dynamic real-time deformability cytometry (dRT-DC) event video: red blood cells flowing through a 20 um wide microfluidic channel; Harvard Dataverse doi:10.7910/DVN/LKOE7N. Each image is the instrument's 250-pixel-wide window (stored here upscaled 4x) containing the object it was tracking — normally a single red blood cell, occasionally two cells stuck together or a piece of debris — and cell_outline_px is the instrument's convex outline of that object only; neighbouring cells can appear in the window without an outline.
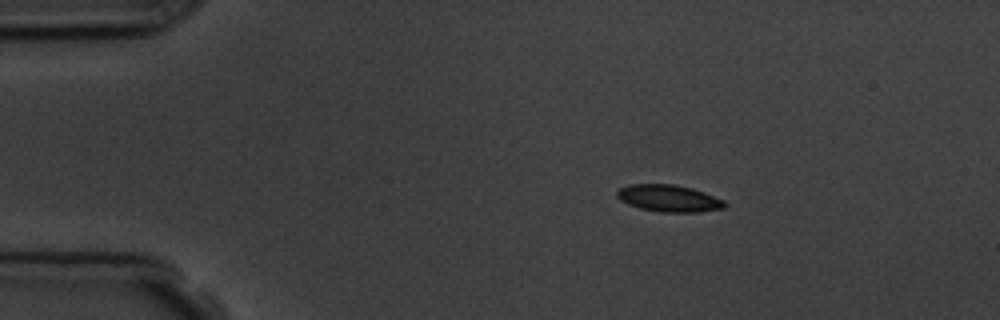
{"species": "common noctule bat (a hibernating species)", "species_latin": "Nyctalus noctula", "temperature_condition": "room temperature", "stored_images_in_passage": 4, "camera_frame_rate_fps": 3000, "um_per_image_px": 0.085, "animal": {"sex": "male", "body_mass_g": 19.5, "forearm_length_mm": 54.6}, "frame": {"image": 1, "passage_image": 2, "time_ms": 1.333, "image_size_px": [1000, 320], "cell_outline_px": [[728, 204], [724, 208], [700, 212], [660, 212], [640, 208], [628, 204], [620, 200], [616, 196], [616, 192], [620, 188], [628, 184], [672, 184], [692, 188], [704, 192], [724, 200]], "centroid_in_image_um": [56.86, 16.86], "position_along_channel_um": 28.1, "area_um2": 16.99}}